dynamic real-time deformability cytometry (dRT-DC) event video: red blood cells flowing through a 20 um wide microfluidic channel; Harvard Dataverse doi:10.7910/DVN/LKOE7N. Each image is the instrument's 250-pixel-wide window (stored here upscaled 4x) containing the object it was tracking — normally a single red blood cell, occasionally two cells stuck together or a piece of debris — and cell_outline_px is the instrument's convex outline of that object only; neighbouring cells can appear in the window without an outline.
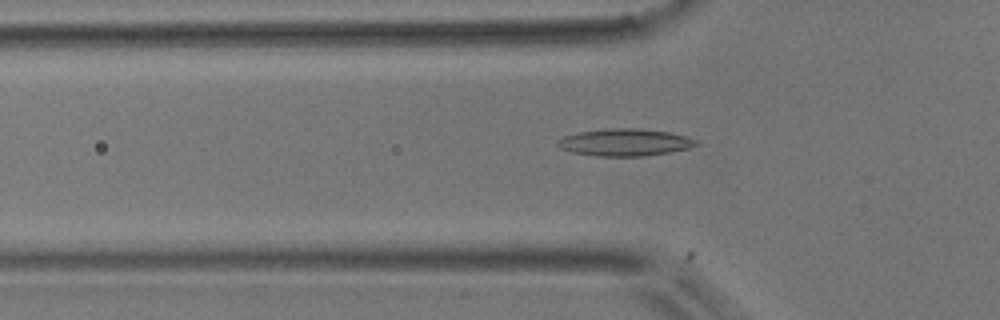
{"species": "common noctule bat (a hibernating species)", "species_latin": "Nyctalus noctula", "temperature_condition": "room temperature", "stored_images_in_passage": 16, "camera_frame_rate_fps": 3000, "um_per_image_px": 0.085, "animal": {"sex": "male", "body_mass_g": 17.9}, "frame": {"image": 1, "passage_image": 12, "time_ms": 3.667, "image_size_px": [1000, 320], "cell_outline_px": [[700, 144], [688, 148], [668, 152], [644, 156], [600, 156], [572, 152], [560, 148], [556, 144], [556, 140], [564, 136], [580, 132], [604, 128], [632, 128], [668, 132], [684, 136], [696, 140]], "centroid_in_image_um": [53.07, 12.1], "position_along_channel_um": 72.7, "area_um2": 21.73}}